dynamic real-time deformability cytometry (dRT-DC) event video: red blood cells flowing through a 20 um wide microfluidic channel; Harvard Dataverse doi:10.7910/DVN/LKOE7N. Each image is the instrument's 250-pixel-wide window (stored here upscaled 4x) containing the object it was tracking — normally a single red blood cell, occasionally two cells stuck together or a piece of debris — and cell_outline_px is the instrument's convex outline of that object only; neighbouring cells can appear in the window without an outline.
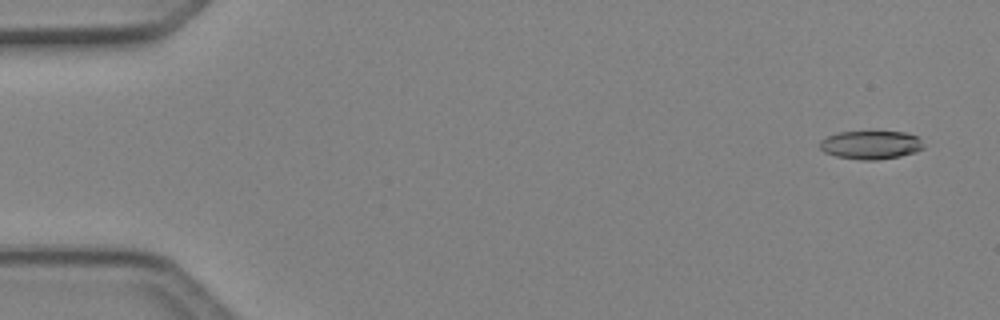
{"species": "Egyptian fruit bat (a non-hibernating species)", "species_latin": "Rousettus aegyptiacus", "temperature_condition": "cold", "stored_images_in_passage": 51, "camera_frame_rate_fps": 3000, "um_per_image_px": 0.085, "animal": {"sex": "female"}, "frame": {"image": 1, "passage_image": 3, "time_ms": 0.667, "image_size_px": [1000, 320], "cell_outline_px": [[924, 148], [916, 152], [900, 156], [876, 160], [860, 160], [836, 156], [824, 152], [820, 148], [820, 140], [828, 136], [840, 132], [904, 132], [916, 136], [924, 144]], "centroid_in_image_um": [74.02, 12.32], "position_along_channel_um": 11.0, "area_um2": 17.11}}
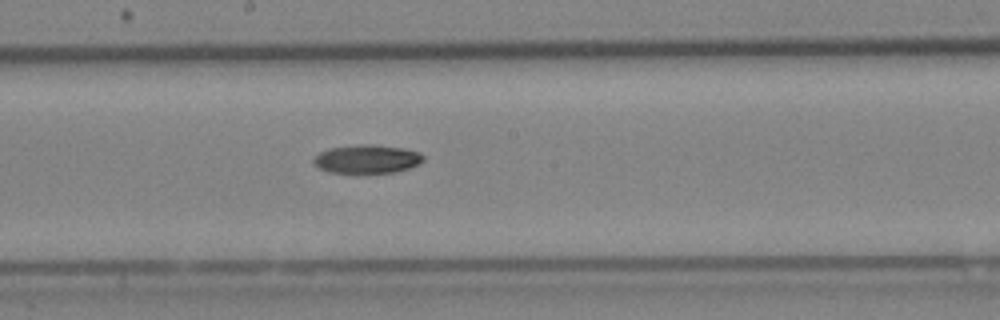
{"frame": {"image": 2, "passage_image": 28, "time_ms": 9.0, "image_size_px": [1000, 320], "cell_outline_px": [[424, 160], [420, 164], [396, 172], [328, 172], [320, 168], [312, 160], [312, 156], [328, 148], [360, 144], [376, 144], [404, 148], [420, 152], [424, 156]], "centroid_in_image_um": [31.21, 13.49], "position_along_channel_um": 217.0, "area_um2": 18.32}}
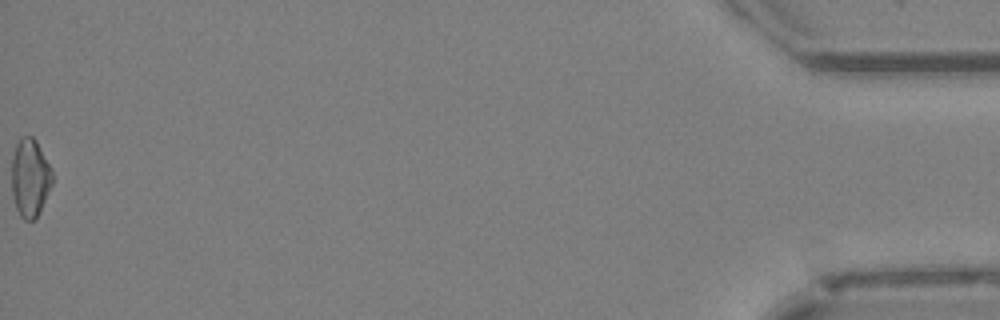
{"frame": {"image": 3, "passage_image": 51, "time_ms": 16.667, "image_size_px": [1000, 320], "cell_outline_px": [[52, 184], [36, 216], [32, 220], [24, 220], [20, 216], [16, 208], [12, 196], [12, 160], [16, 144], [20, 136], [32, 136], [36, 140], [52, 172]], "centroid_in_image_um": [2.52, 15.09], "position_along_channel_um": 432.7, "area_um2": 18.15}, "authors_computed_cell_mechanics": {"area_um2": 18.2648, "velocity_mm_per_s": 4.1103, "shape_relaxation_time_tau1_ms": 6.9132, "shape_relaxation_time_tau2_ms": null, "deformation_change_tau1": 0.1681, "deformation_change_tau2": null}}